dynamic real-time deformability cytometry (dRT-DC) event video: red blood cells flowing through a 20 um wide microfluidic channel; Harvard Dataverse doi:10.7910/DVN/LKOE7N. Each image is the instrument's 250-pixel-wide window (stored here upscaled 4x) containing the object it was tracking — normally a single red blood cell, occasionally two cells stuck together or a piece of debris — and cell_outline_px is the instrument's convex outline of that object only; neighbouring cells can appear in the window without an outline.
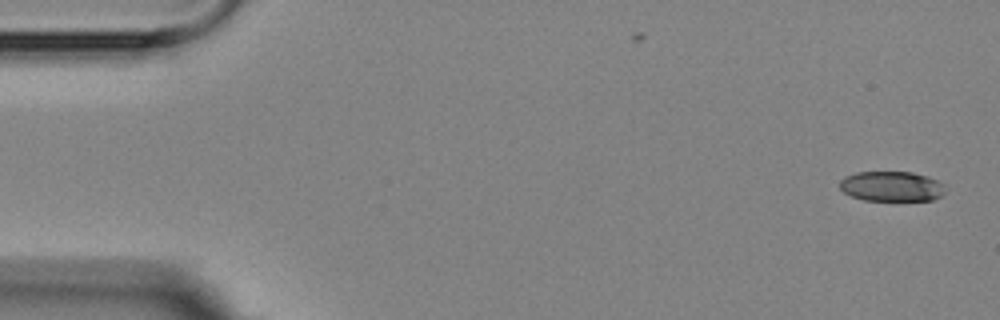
{"species": "Egyptian fruit bat (a non-hibernating species)", "species_latin": "Rousettus aegyptiacus", "temperature_condition": "room temperature", "stored_images_in_passage": 4, "camera_frame_rate_fps": 3000, "um_per_image_px": 0.085, "animal": {"sex": "female"}, "frame": {"image": 1, "passage_image": 1, "time_ms": 0.0, "image_size_px": [1000, 320], "cell_outline_px": [[944, 192], [940, 196], [932, 200], [864, 200], [852, 196], [844, 192], [840, 188], [840, 180], [844, 176], [856, 172], [912, 172], [928, 176], [944, 184]], "centroid_in_image_um": [75.77, 15.83], "position_along_channel_um": 9.2, "area_um2": 18.44}}